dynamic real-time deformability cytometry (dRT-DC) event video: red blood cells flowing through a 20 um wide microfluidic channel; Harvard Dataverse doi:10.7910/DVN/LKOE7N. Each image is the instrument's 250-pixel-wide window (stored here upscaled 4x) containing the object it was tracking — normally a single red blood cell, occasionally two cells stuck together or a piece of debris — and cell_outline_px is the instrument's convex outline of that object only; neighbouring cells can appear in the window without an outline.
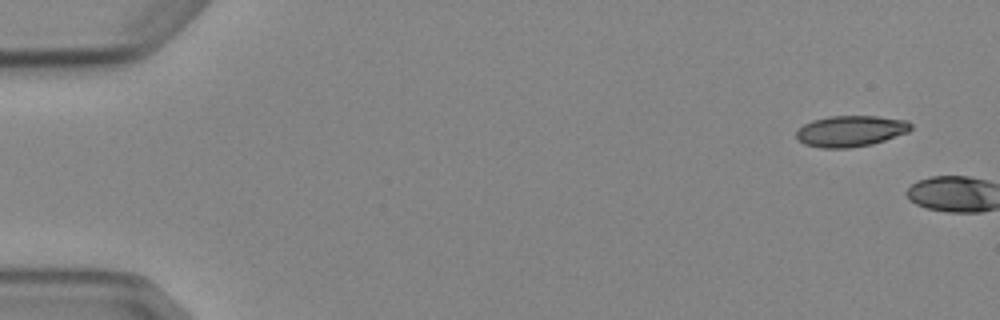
{"species": "Egyptian fruit bat (a non-hibernating species)", "species_latin": "Rousettus aegyptiacus", "temperature_condition": "cold", "stored_images_in_passage": 2, "camera_frame_rate_fps": 3000, "um_per_image_px": 0.085, "animal": {"sex": "female"}, "frame": {"image": 1, "passage_image": 1, "time_ms": 0.0, "image_size_px": [1000, 320], "cell_outline_px": [[912, 128], [908, 132], [872, 144], [848, 148], [820, 148], [804, 144], [796, 136], [796, 132], [804, 124], [812, 120], [828, 116], [876, 116], [908, 120], [912, 124]], "centroid_in_image_um": [72.31, 11.13], "position_along_channel_um": 12.7, "area_um2": 20.75}}